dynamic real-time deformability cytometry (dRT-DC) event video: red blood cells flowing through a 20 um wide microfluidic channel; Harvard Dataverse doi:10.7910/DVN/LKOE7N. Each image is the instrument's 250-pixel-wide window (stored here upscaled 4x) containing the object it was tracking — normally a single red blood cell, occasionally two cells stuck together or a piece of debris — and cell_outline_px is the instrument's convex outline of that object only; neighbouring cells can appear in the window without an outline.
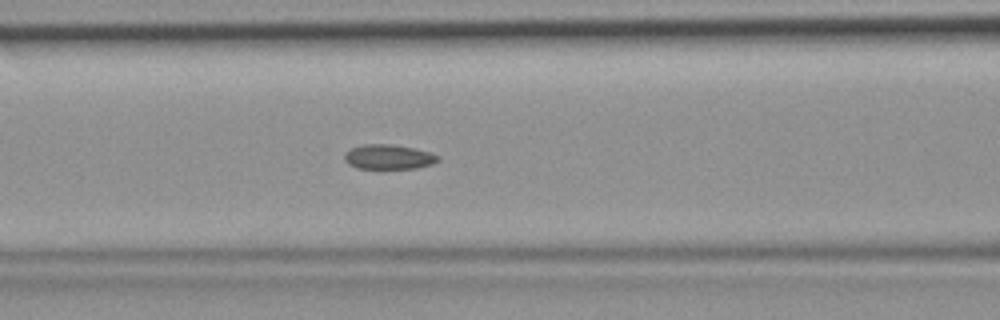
{"species": "common noctule bat (a hibernating species)", "species_latin": "Nyctalus noctula", "temperature_condition": "room temperature", "stored_images_in_passage": 46, "camera_frame_rate_fps": 3000, "um_per_image_px": 0.085, "animal": {"sex": "female", "body_mass_g": 19.9}, "frame": {"image": 1, "passage_image": 19, "time_ms": 6.0, "image_size_px": [1000, 320], "cell_outline_px": [[440, 160], [432, 164], [416, 168], [356, 168], [348, 164], [344, 160], [344, 156], [352, 148], [364, 144], [392, 144], [416, 148], [432, 152], [440, 156]], "centroid_in_image_um": [33.08, 13.33], "position_along_channel_um": 133.5, "area_um2": 13.53}}
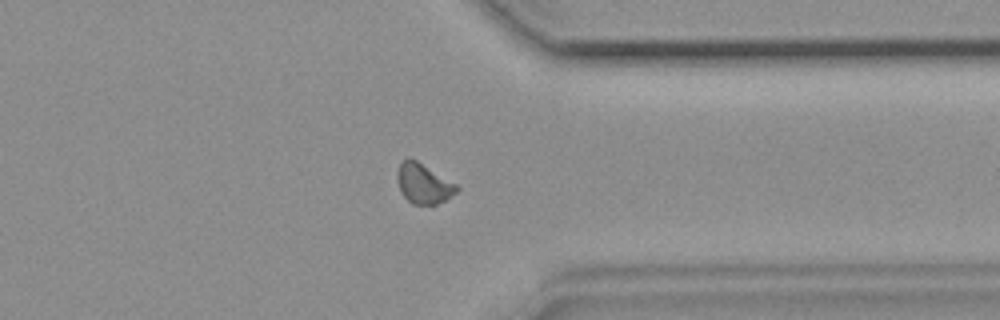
{"frame": {"image": 2, "passage_image": 36, "time_ms": 11.667, "image_size_px": [1000, 320], "cell_outline_px": [[460, 188], [456, 192], [444, 200], [436, 204], [412, 204], [400, 192], [396, 176], [400, 164], [404, 160], [416, 160], [456, 184]], "centroid_in_image_um": [35.98, 15.62], "position_along_channel_um": 375.4, "area_um2": 13.47}}
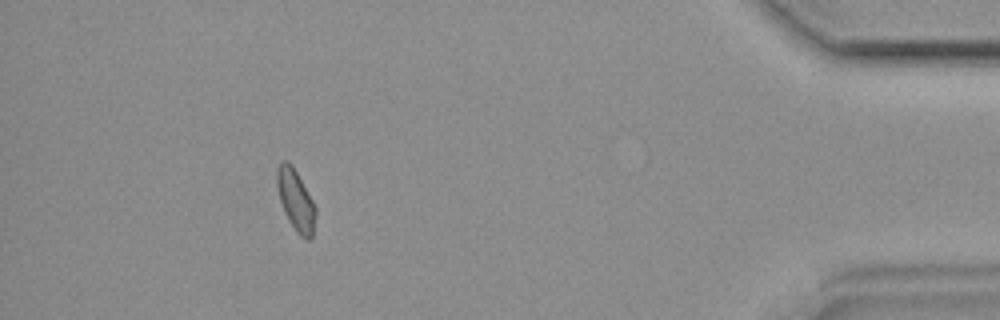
{"frame": {"image": 3, "passage_image": 42, "time_ms": 13.667, "image_size_px": [1000, 320], "cell_outline_px": [[316, 216], [312, 236], [308, 240], [300, 236], [296, 232], [288, 220], [284, 212], [280, 200], [276, 184], [276, 168], [280, 160], [288, 160], [292, 164], [312, 200], [316, 208]], "centroid_in_image_um": [25.11, 16.99], "position_along_channel_um": 410.1, "area_um2": 13.87}}